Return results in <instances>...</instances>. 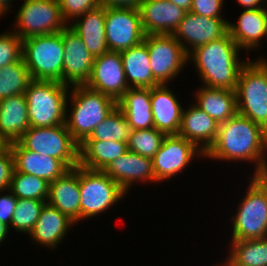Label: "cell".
<instances>
[{
	"instance_id": "1",
	"label": "cell",
	"mask_w": 267,
	"mask_h": 266,
	"mask_svg": "<svg viewBox=\"0 0 267 266\" xmlns=\"http://www.w3.org/2000/svg\"><path fill=\"white\" fill-rule=\"evenodd\" d=\"M204 158L255 164L253 176L267 175V131L236 113L219 124L217 137Z\"/></svg>"
},
{
	"instance_id": "2",
	"label": "cell",
	"mask_w": 267,
	"mask_h": 266,
	"mask_svg": "<svg viewBox=\"0 0 267 266\" xmlns=\"http://www.w3.org/2000/svg\"><path fill=\"white\" fill-rule=\"evenodd\" d=\"M241 49L227 32L223 37L200 45L188 54L202 86L236 91L242 67L250 59L240 58Z\"/></svg>"
},
{
	"instance_id": "3",
	"label": "cell",
	"mask_w": 267,
	"mask_h": 266,
	"mask_svg": "<svg viewBox=\"0 0 267 266\" xmlns=\"http://www.w3.org/2000/svg\"><path fill=\"white\" fill-rule=\"evenodd\" d=\"M70 92L68 97L70 100L67 102L70 101L71 111H66L65 125L73 139L80 145L117 107V102L86 85L70 86Z\"/></svg>"
},
{
	"instance_id": "4",
	"label": "cell",
	"mask_w": 267,
	"mask_h": 266,
	"mask_svg": "<svg viewBox=\"0 0 267 266\" xmlns=\"http://www.w3.org/2000/svg\"><path fill=\"white\" fill-rule=\"evenodd\" d=\"M70 86L59 81L32 80L25 91L30 127L65 124Z\"/></svg>"
},
{
	"instance_id": "5",
	"label": "cell",
	"mask_w": 267,
	"mask_h": 266,
	"mask_svg": "<svg viewBox=\"0 0 267 266\" xmlns=\"http://www.w3.org/2000/svg\"><path fill=\"white\" fill-rule=\"evenodd\" d=\"M251 177L246 195L231 216L232 240L267 237V175Z\"/></svg>"
},
{
	"instance_id": "6",
	"label": "cell",
	"mask_w": 267,
	"mask_h": 266,
	"mask_svg": "<svg viewBox=\"0 0 267 266\" xmlns=\"http://www.w3.org/2000/svg\"><path fill=\"white\" fill-rule=\"evenodd\" d=\"M237 113L267 131V59H249L242 67L236 88Z\"/></svg>"
},
{
	"instance_id": "7",
	"label": "cell",
	"mask_w": 267,
	"mask_h": 266,
	"mask_svg": "<svg viewBox=\"0 0 267 266\" xmlns=\"http://www.w3.org/2000/svg\"><path fill=\"white\" fill-rule=\"evenodd\" d=\"M22 58L32 80L63 83L64 46L61 32L22 40Z\"/></svg>"
},
{
	"instance_id": "8",
	"label": "cell",
	"mask_w": 267,
	"mask_h": 266,
	"mask_svg": "<svg viewBox=\"0 0 267 266\" xmlns=\"http://www.w3.org/2000/svg\"><path fill=\"white\" fill-rule=\"evenodd\" d=\"M80 220L95 217L127 195V192L103 171L79 165Z\"/></svg>"
},
{
	"instance_id": "9",
	"label": "cell",
	"mask_w": 267,
	"mask_h": 266,
	"mask_svg": "<svg viewBox=\"0 0 267 266\" xmlns=\"http://www.w3.org/2000/svg\"><path fill=\"white\" fill-rule=\"evenodd\" d=\"M17 142L26 150L61 160L69 169L79 165L80 145L65 124L30 127Z\"/></svg>"
},
{
	"instance_id": "10",
	"label": "cell",
	"mask_w": 267,
	"mask_h": 266,
	"mask_svg": "<svg viewBox=\"0 0 267 266\" xmlns=\"http://www.w3.org/2000/svg\"><path fill=\"white\" fill-rule=\"evenodd\" d=\"M13 23L22 40L31 36L61 32L68 24L62 17L58 0H23Z\"/></svg>"
},
{
	"instance_id": "11",
	"label": "cell",
	"mask_w": 267,
	"mask_h": 266,
	"mask_svg": "<svg viewBox=\"0 0 267 266\" xmlns=\"http://www.w3.org/2000/svg\"><path fill=\"white\" fill-rule=\"evenodd\" d=\"M143 41L147 45L153 77L160 84L175 79L189 63L188 53L172 34H149Z\"/></svg>"
},
{
	"instance_id": "12",
	"label": "cell",
	"mask_w": 267,
	"mask_h": 266,
	"mask_svg": "<svg viewBox=\"0 0 267 266\" xmlns=\"http://www.w3.org/2000/svg\"><path fill=\"white\" fill-rule=\"evenodd\" d=\"M106 42L109 51L121 52L145 38L139 9L105 7Z\"/></svg>"
},
{
	"instance_id": "13",
	"label": "cell",
	"mask_w": 267,
	"mask_h": 266,
	"mask_svg": "<svg viewBox=\"0 0 267 266\" xmlns=\"http://www.w3.org/2000/svg\"><path fill=\"white\" fill-rule=\"evenodd\" d=\"M199 156L204 157L205 153L193 143L178 135H167L152 158L156 181L175 177Z\"/></svg>"
},
{
	"instance_id": "14",
	"label": "cell",
	"mask_w": 267,
	"mask_h": 266,
	"mask_svg": "<svg viewBox=\"0 0 267 266\" xmlns=\"http://www.w3.org/2000/svg\"><path fill=\"white\" fill-rule=\"evenodd\" d=\"M85 85L117 102L130 88L126 81L120 52L108 51L95 57L90 79Z\"/></svg>"
},
{
	"instance_id": "15",
	"label": "cell",
	"mask_w": 267,
	"mask_h": 266,
	"mask_svg": "<svg viewBox=\"0 0 267 266\" xmlns=\"http://www.w3.org/2000/svg\"><path fill=\"white\" fill-rule=\"evenodd\" d=\"M227 32V19L208 18L188 11L172 35L189 54L196 47L219 39Z\"/></svg>"
},
{
	"instance_id": "16",
	"label": "cell",
	"mask_w": 267,
	"mask_h": 266,
	"mask_svg": "<svg viewBox=\"0 0 267 266\" xmlns=\"http://www.w3.org/2000/svg\"><path fill=\"white\" fill-rule=\"evenodd\" d=\"M61 35L65 52L63 84L85 85L91 76L94 57L69 25L61 31Z\"/></svg>"
},
{
	"instance_id": "17",
	"label": "cell",
	"mask_w": 267,
	"mask_h": 266,
	"mask_svg": "<svg viewBox=\"0 0 267 266\" xmlns=\"http://www.w3.org/2000/svg\"><path fill=\"white\" fill-rule=\"evenodd\" d=\"M103 172L117 182L126 192L137 182L149 183L151 181L154 183L155 181L157 183L152 159L129 150L113 160Z\"/></svg>"
},
{
	"instance_id": "18",
	"label": "cell",
	"mask_w": 267,
	"mask_h": 266,
	"mask_svg": "<svg viewBox=\"0 0 267 266\" xmlns=\"http://www.w3.org/2000/svg\"><path fill=\"white\" fill-rule=\"evenodd\" d=\"M138 9L146 35L173 34L186 13L169 0H142Z\"/></svg>"
},
{
	"instance_id": "19",
	"label": "cell",
	"mask_w": 267,
	"mask_h": 266,
	"mask_svg": "<svg viewBox=\"0 0 267 266\" xmlns=\"http://www.w3.org/2000/svg\"><path fill=\"white\" fill-rule=\"evenodd\" d=\"M267 7L244 9L237 23L228 22V33L243 50L259 49L267 36ZM254 48V49H253Z\"/></svg>"
},
{
	"instance_id": "20",
	"label": "cell",
	"mask_w": 267,
	"mask_h": 266,
	"mask_svg": "<svg viewBox=\"0 0 267 266\" xmlns=\"http://www.w3.org/2000/svg\"><path fill=\"white\" fill-rule=\"evenodd\" d=\"M154 128L166 135H177L181 125L183 107L168 84L151 88Z\"/></svg>"
},
{
	"instance_id": "21",
	"label": "cell",
	"mask_w": 267,
	"mask_h": 266,
	"mask_svg": "<svg viewBox=\"0 0 267 266\" xmlns=\"http://www.w3.org/2000/svg\"><path fill=\"white\" fill-rule=\"evenodd\" d=\"M218 129L219 124L212 117L191 103L190 107L183 108L181 125L177 135L206 153L215 142Z\"/></svg>"
},
{
	"instance_id": "22",
	"label": "cell",
	"mask_w": 267,
	"mask_h": 266,
	"mask_svg": "<svg viewBox=\"0 0 267 266\" xmlns=\"http://www.w3.org/2000/svg\"><path fill=\"white\" fill-rule=\"evenodd\" d=\"M80 198L79 165L49 183L47 203L75 223L80 221Z\"/></svg>"
},
{
	"instance_id": "23",
	"label": "cell",
	"mask_w": 267,
	"mask_h": 266,
	"mask_svg": "<svg viewBox=\"0 0 267 266\" xmlns=\"http://www.w3.org/2000/svg\"><path fill=\"white\" fill-rule=\"evenodd\" d=\"M8 146L14 158V171L31 174L51 183L69 170L61 160L26 150L18 142Z\"/></svg>"
},
{
	"instance_id": "24",
	"label": "cell",
	"mask_w": 267,
	"mask_h": 266,
	"mask_svg": "<svg viewBox=\"0 0 267 266\" xmlns=\"http://www.w3.org/2000/svg\"><path fill=\"white\" fill-rule=\"evenodd\" d=\"M74 224L68 216L46 203L29 236L37 245L56 249Z\"/></svg>"
},
{
	"instance_id": "25",
	"label": "cell",
	"mask_w": 267,
	"mask_h": 266,
	"mask_svg": "<svg viewBox=\"0 0 267 266\" xmlns=\"http://www.w3.org/2000/svg\"><path fill=\"white\" fill-rule=\"evenodd\" d=\"M29 128L25 94L0 100V138L7 145L17 142Z\"/></svg>"
},
{
	"instance_id": "26",
	"label": "cell",
	"mask_w": 267,
	"mask_h": 266,
	"mask_svg": "<svg viewBox=\"0 0 267 266\" xmlns=\"http://www.w3.org/2000/svg\"><path fill=\"white\" fill-rule=\"evenodd\" d=\"M95 58L108 52L105 27V7L99 6L84 13L69 24Z\"/></svg>"
},
{
	"instance_id": "27",
	"label": "cell",
	"mask_w": 267,
	"mask_h": 266,
	"mask_svg": "<svg viewBox=\"0 0 267 266\" xmlns=\"http://www.w3.org/2000/svg\"><path fill=\"white\" fill-rule=\"evenodd\" d=\"M132 130L154 128L151 88H129L117 101Z\"/></svg>"
},
{
	"instance_id": "28",
	"label": "cell",
	"mask_w": 267,
	"mask_h": 266,
	"mask_svg": "<svg viewBox=\"0 0 267 266\" xmlns=\"http://www.w3.org/2000/svg\"><path fill=\"white\" fill-rule=\"evenodd\" d=\"M130 88H153L160 83L153 77L147 45L144 41L120 52Z\"/></svg>"
},
{
	"instance_id": "29",
	"label": "cell",
	"mask_w": 267,
	"mask_h": 266,
	"mask_svg": "<svg viewBox=\"0 0 267 266\" xmlns=\"http://www.w3.org/2000/svg\"><path fill=\"white\" fill-rule=\"evenodd\" d=\"M195 104L206 112L218 124L223 123L237 113L236 91L201 86L195 90Z\"/></svg>"
},
{
	"instance_id": "30",
	"label": "cell",
	"mask_w": 267,
	"mask_h": 266,
	"mask_svg": "<svg viewBox=\"0 0 267 266\" xmlns=\"http://www.w3.org/2000/svg\"><path fill=\"white\" fill-rule=\"evenodd\" d=\"M128 151L127 142L85 140L79 148V165L103 171L113 160Z\"/></svg>"
},
{
	"instance_id": "31",
	"label": "cell",
	"mask_w": 267,
	"mask_h": 266,
	"mask_svg": "<svg viewBox=\"0 0 267 266\" xmlns=\"http://www.w3.org/2000/svg\"><path fill=\"white\" fill-rule=\"evenodd\" d=\"M230 241L228 257L219 266H267V237Z\"/></svg>"
},
{
	"instance_id": "32",
	"label": "cell",
	"mask_w": 267,
	"mask_h": 266,
	"mask_svg": "<svg viewBox=\"0 0 267 266\" xmlns=\"http://www.w3.org/2000/svg\"><path fill=\"white\" fill-rule=\"evenodd\" d=\"M31 81L23 58L0 68V100L24 94Z\"/></svg>"
},
{
	"instance_id": "33",
	"label": "cell",
	"mask_w": 267,
	"mask_h": 266,
	"mask_svg": "<svg viewBox=\"0 0 267 266\" xmlns=\"http://www.w3.org/2000/svg\"><path fill=\"white\" fill-rule=\"evenodd\" d=\"M131 131L124 113L116 107L105 120L96 126L86 140L128 142Z\"/></svg>"
},
{
	"instance_id": "34",
	"label": "cell",
	"mask_w": 267,
	"mask_h": 266,
	"mask_svg": "<svg viewBox=\"0 0 267 266\" xmlns=\"http://www.w3.org/2000/svg\"><path fill=\"white\" fill-rule=\"evenodd\" d=\"M9 190L16 198L48 200L49 183L39 177L14 171Z\"/></svg>"
},
{
	"instance_id": "35",
	"label": "cell",
	"mask_w": 267,
	"mask_h": 266,
	"mask_svg": "<svg viewBox=\"0 0 267 266\" xmlns=\"http://www.w3.org/2000/svg\"><path fill=\"white\" fill-rule=\"evenodd\" d=\"M46 203L43 200L17 198L10 228L17 232L30 234Z\"/></svg>"
},
{
	"instance_id": "36",
	"label": "cell",
	"mask_w": 267,
	"mask_h": 266,
	"mask_svg": "<svg viewBox=\"0 0 267 266\" xmlns=\"http://www.w3.org/2000/svg\"><path fill=\"white\" fill-rule=\"evenodd\" d=\"M166 136L155 128L132 130L127 142L128 150L152 159Z\"/></svg>"
},
{
	"instance_id": "37",
	"label": "cell",
	"mask_w": 267,
	"mask_h": 266,
	"mask_svg": "<svg viewBox=\"0 0 267 266\" xmlns=\"http://www.w3.org/2000/svg\"><path fill=\"white\" fill-rule=\"evenodd\" d=\"M22 39L13 31L0 33V68L22 59Z\"/></svg>"
},
{
	"instance_id": "38",
	"label": "cell",
	"mask_w": 267,
	"mask_h": 266,
	"mask_svg": "<svg viewBox=\"0 0 267 266\" xmlns=\"http://www.w3.org/2000/svg\"><path fill=\"white\" fill-rule=\"evenodd\" d=\"M61 14L69 25L84 13L100 6L99 0H58Z\"/></svg>"
},
{
	"instance_id": "39",
	"label": "cell",
	"mask_w": 267,
	"mask_h": 266,
	"mask_svg": "<svg viewBox=\"0 0 267 266\" xmlns=\"http://www.w3.org/2000/svg\"><path fill=\"white\" fill-rule=\"evenodd\" d=\"M224 0H192L190 12L208 18H223Z\"/></svg>"
},
{
	"instance_id": "40",
	"label": "cell",
	"mask_w": 267,
	"mask_h": 266,
	"mask_svg": "<svg viewBox=\"0 0 267 266\" xmlns=\"http://www.w3.org/2000/svg\"><path fill=\"white\" fill-rule=\"evenodd\" d=\"M14 170L13 154L10 147L7 145L0 152V190L7 191L10 188Z\"/></svg>"
},
{
	"instance_id": "41",
	"label": "cell",
	"mask_w": 267,
	"mask_h": 266,
	"mask_svg": "<svg viewBox=\"0 0 267 266\" xmlns=\"http://www.w3.org/2000/svg\"><path fill=\"white\" fill-rule=\"evenodd\" d=\"M4 192L6 193V190H0V223H3L10 228L17 198L9 189L7 190L9 194H4Z\"/></svg>"
},
{
	"instance_id": "42",
	"label": "cell",
	"mask_w": 267,
	"mask_h": 266,
	"mask_svg": "<svg viewBox=\"0 0 267 266\" xmlns=\"http://www.w3.org/2000/svg\"><path fill=\"white\" fill-rule=\"evenodd\" d=\"M104 7H132L139 8L142 0H99Z\"/></svg>"
},
{
	"instance_id": "43",
	"label": "cell",
	"mask_w": 267,
	"mask_h": 266,
	"mask_svg": "<svg viewBox=\"0 0 267 266\" xmlns=\"http://www.w3.org/2000/svg\"><path fill=\"white\" fill-rule=\"evenodd\" d=\"M238 1L239 5L243 6L244 9H255L266 7L267 0H236Z\"/></svg>"
},
{
	"instance_id": "44",
	"label": "cell",
	"mask_w": 267,
	"mask_h": 266,
	"mask_svg": "<svg viewBox=\"0 0 267 266\" xmlns=\"http://www.w3.org/2000/svg\"><path fill=\"white\" fill-rule=\"evenodd\" d=\"M170 2L180 6L186 12H188L192 6V0H169Z\"/></svg>"
},
{
	"instance_id": "45",
	"label": "cell",
	"mask_w": 267,
	"mask_h": 266,
	"mask_svg": "<svg viewBox=\"0 0 267 266\" xmlns=\"http://www.w3.org/2000/svg\"><path fill=\"white\" fill-rule=\"evenodd\" d=\"M14 0H0V13L2 15H7V12H9L11 6H12V3H13ZM11 4V6H10Z\"/></svg>"
},
{
	"instance_id": "46",
	"label": "cell",
	"mask_w": 267,
	"mask_h": 266,
	"mask_svg": "<svg viewBox=\"0 0 267 266\" xmlns=\"http://www.w3.org/2000/svg\"><path fill=\"white\" fill-rule=\"evenodd\" d=\"M9 227L6 226L3 223H0V244H2V242L4 241V239H6V237L8 236V232H9Z\"/></svg>"
},
{
	"instance_id": "47",
	"label": "cell",
	"mask_w": 267,
	"mask_h": 266,
	"mask_svg": "<svg viewBox=\"0 0 267 266\" xmlns=\"http://www.w3.org/2000/svg\"><path fill=\"white\" fill-rule=\"evenodd\" d=\"M7 146V144L0 138V152Z\"/></svg>"
}]
</instances>
